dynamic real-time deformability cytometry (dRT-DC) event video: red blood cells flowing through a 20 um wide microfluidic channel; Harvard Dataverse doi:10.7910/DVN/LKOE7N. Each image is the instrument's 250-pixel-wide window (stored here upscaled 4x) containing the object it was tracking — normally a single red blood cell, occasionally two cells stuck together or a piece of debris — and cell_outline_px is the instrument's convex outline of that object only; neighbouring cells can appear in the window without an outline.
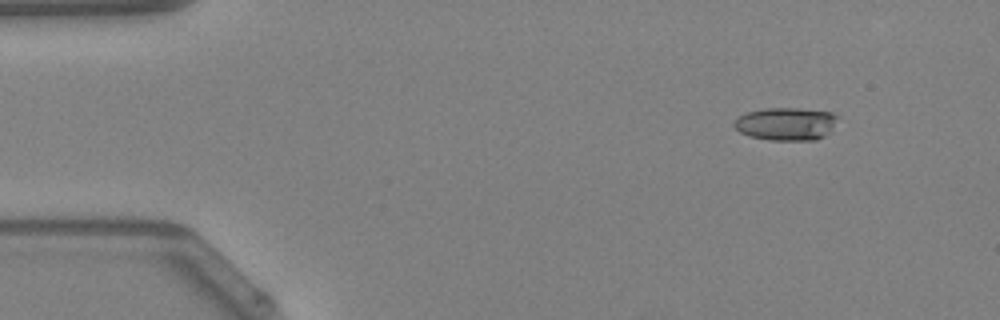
{"species": "Egyptian fruit bat (a non-hibernating species)", "species_latin": "Rousettus aegyptiacus", "temperature_condition": "warm", "stored_images_in_passage": 44, "camera_frame_rate_fps": 3000, "um_per_image_px": 0.085, "animal": {"sex": "female"}, "frame": {"image": 1, "passage_image": 1, "time_ms": 0.0, "image_size_px": [1000, 320], "cell_outline_px": [[836, 116], [828, 132], [824, 136], [816, 140], [768, 140], [748, 136], [740, 132], [732, 124], [740, 116], [748, 112], [764, 108], [800, 108], [832, 112]], "centroid_in_image_um": [66.76, 10.53], "position_along_channel_um": 18.2, "area_um2": 19.59}}
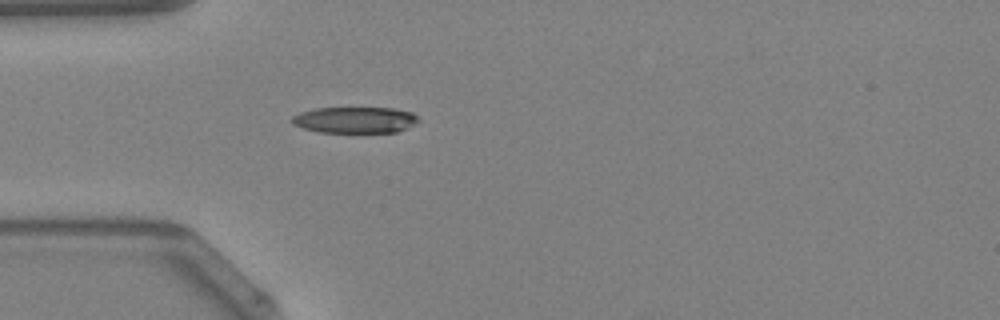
{"frame": {"image": 2, "passage_image": 10, "time_ms": 3.0, "image_size_px": [1000, 320], "cell_outline_px": [[420, 120], [416, 124], [400, 132], [320, 132], [304, 128], [292, 124], [292, 116], [300, 112], [316, 108], [392, 108], [412, 112]], "centroid_in_image_um": [30.21, 10.19], "position_along_channel_um": 54.8, "area_um2": 19.36}}
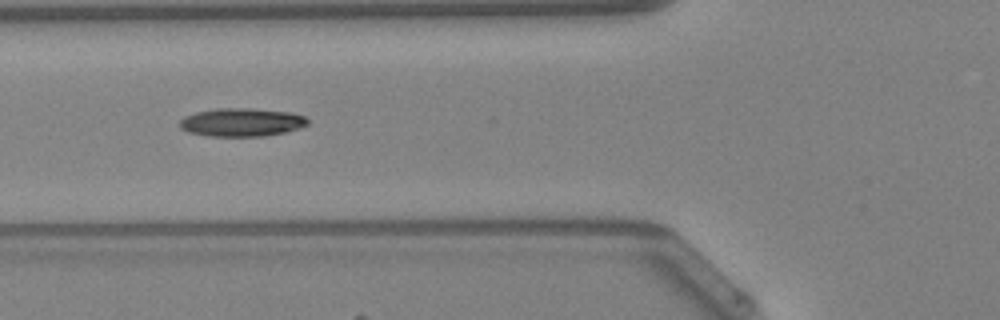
{"frame": {"image": 3, "passage_image": 14, "time_ms": 4.333, "image_size_px": [1000, 320], "cell_outline_px": [[308, 124], [300, 128], [284, 132], [264, 136], [208, 136], [188, 132], [180, 128], [180, 120], [184, 116], [196, 112], [216, 108], [248, 108], [288, 112], [304, 116], [308, 120]], "centroid_in_image_um": [20.51, 10.39], "position_along_channel_um": 105.3, "area_um2": 21.04}}